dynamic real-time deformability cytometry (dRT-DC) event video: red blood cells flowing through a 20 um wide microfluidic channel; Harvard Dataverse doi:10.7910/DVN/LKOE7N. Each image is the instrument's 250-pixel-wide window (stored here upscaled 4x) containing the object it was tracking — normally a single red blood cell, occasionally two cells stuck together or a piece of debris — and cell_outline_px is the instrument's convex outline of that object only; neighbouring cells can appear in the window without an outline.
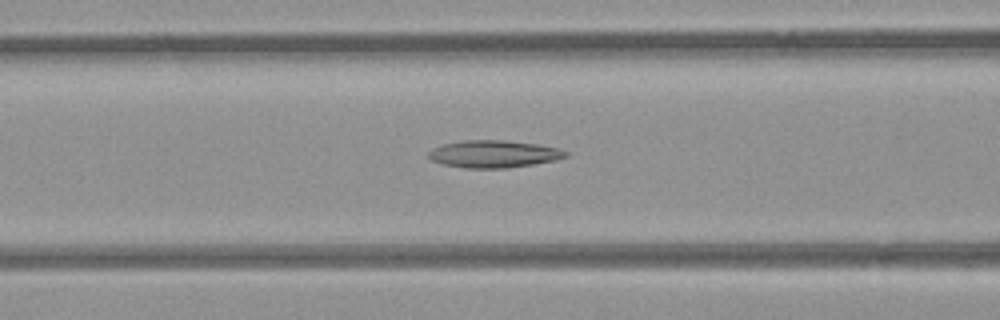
{"species": "common noctule bat (a hibernating species)", "species_latin": "Nyctalus noctula", "temperature_condition": "room temperature", "stored_images_in_passage": 20, "camera_frame_rate_fps": 3000, "um_per_image_px": 0.085, "animal": {"sex": "female", "body_mass_g": 21.9}, "frame": {"image": 1, "passage_image": 6, "time_ms": 1.667, "image_size_px": [1000, 320], "cell_outline_px": [[568, 156], [556, 160], [532, 164], [504, 168], [464, 168], [444, 164], [432, 160], [428, 156], [428, 152], [432, 148], [444, 144], [464, 140], [504, 140], [536, 144], [556, 148], [568, 152]], "centroid_in_image_um": [41.95, 13.09], "position_along_channel_um": 124.6, "area_um2": 21.62}}
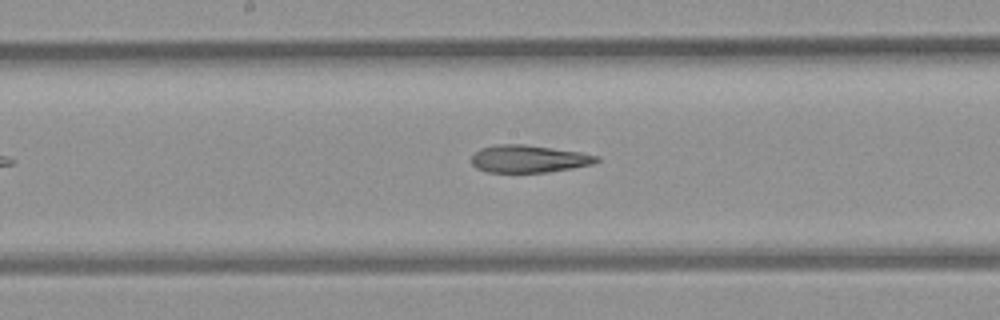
{"frame": {"image": 2, "passage_image": 12, "time_ms": 3.667, "image_size_px": [1000, 320], "cell_outline_px": [[600, 160], [592, 164], [572, 168], [548, 172], [488, 172], [476, 168], [472, 164], [472, 156], [480, 148], [496, 144], [524, 144], [580, 152], [600, 156]], "centroid_in_image_um": [44.94, 13.5], "position_along_channel_um": 203.3, "area_um2": 20.0}}
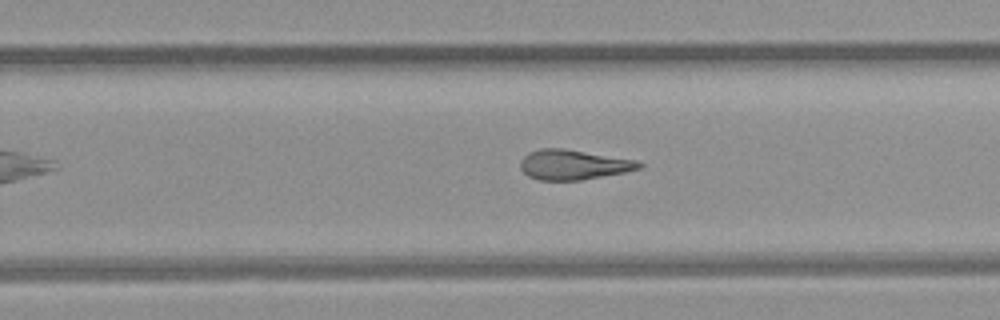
{"frame": {"image": 3, "passage_image": 18, "time_ms": 5.667, "image_size_px": [1000, 320], "cell_outline_px": [[644, 164], [640, 168], [624, 172], [580, 180], [540, 180], [528, 176], [520, 168], [520, 160], [528, 152], [540, 148], [564, 148], [636, 160]], "centroid_in_image_um": [48.7, 13.99], "position_along_channel_um": 281.1, "area_um2": 20.63}}